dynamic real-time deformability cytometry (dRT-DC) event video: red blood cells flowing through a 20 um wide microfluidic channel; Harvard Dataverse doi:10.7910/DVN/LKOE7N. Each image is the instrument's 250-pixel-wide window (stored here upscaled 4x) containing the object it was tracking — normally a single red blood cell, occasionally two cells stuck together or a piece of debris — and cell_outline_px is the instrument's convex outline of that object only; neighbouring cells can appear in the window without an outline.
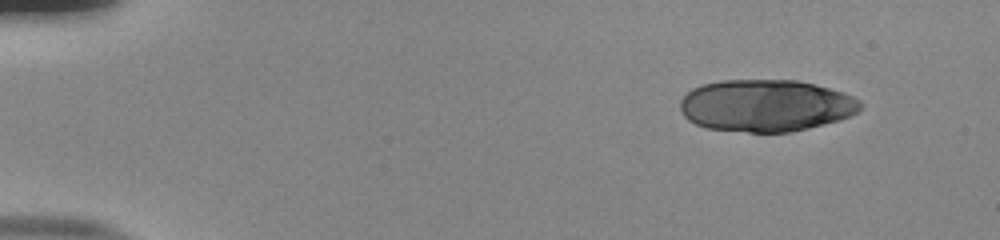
{"species": "human", "species_latin": "Homo sapiens", "temperature_condition": "room temperature", "stored_images_in_passage": 48, "segment_of_instrument_passage": [1, 2], "camera_frame_rate_fps": 3000, "um_per_image_px": 0.085, "donor": {"sex": "male"}, "frame": {"image": 1, "passage_image": 1, "time_ms": 0.0, "image_size_px": [1000, 240], "cell_outline_px": [[864, 104], [856, 112], [840, 120], [808, 128], [788, 132], [748, 132], [708, 128], [696, 124], [688, 120], [684, 116], [680, 108], [680, 100], [692, 88], [704, 84], [720, 80], [796, 80], [844, 92], [860, 100]], "centroid_in_image_um": [65.09, 8.97], "position_along_channel_um": 19.9, "area_um2": 54.56}}
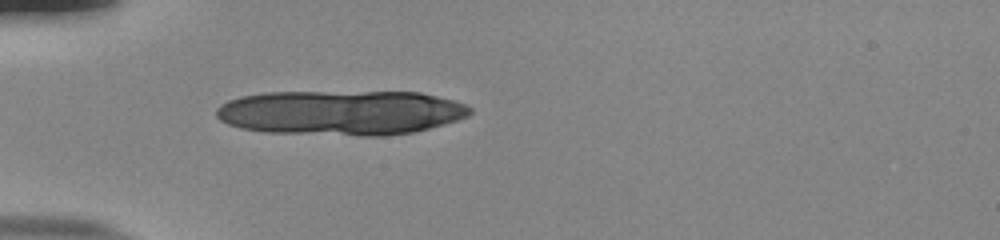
{"frame": {"image": 2, "passage_image": 12, "time_ms": 3.667, "image_size_px": [1000, 240], "cell_outline_px": [[472, 112], [468, 116], [444, 124], [412, 132], [384, 136], [360, 136], [264, 132], [240, 128], [228, 124], [220, 120], [216, 116], [216, 108], [220, 104], [228, 100], [240, 96], [264, 92], [420, 92], [452, 100], [464, 104], [472, 108]], "centroid_in_image_um": [28.94, 9.57], "position_along_channel_um": 56.1, "area_um2": 66.64}}